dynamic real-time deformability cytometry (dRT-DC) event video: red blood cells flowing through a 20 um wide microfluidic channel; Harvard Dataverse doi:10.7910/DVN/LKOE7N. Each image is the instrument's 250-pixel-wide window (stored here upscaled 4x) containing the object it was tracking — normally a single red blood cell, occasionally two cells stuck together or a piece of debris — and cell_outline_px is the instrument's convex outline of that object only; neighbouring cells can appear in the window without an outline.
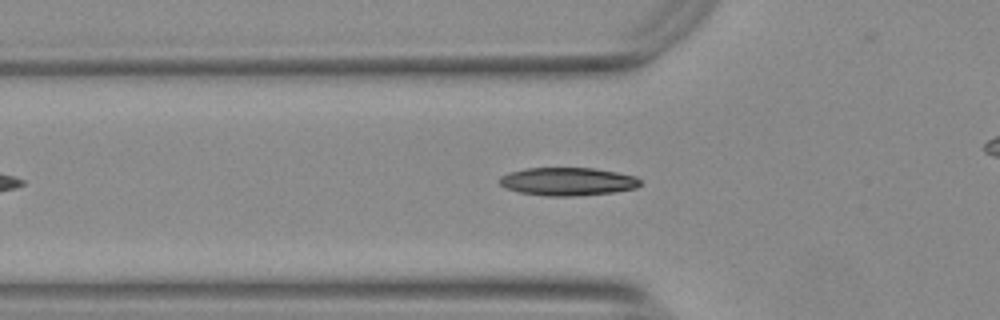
{"species": "Egyptian fruit bat (a non-hibernating species)", "species_latin": "Rousettus aegyptiacus", "temperature_condition": "warm", "stored_images_in_passage": 21, "camera_frame_rate_fps": 3000, "um_per_image_px": 0.085, "animal": {"sex": "female"}, "frame": {"image": 1, "passage_image": 6, "time_ms": 1.667, "image_size_px": [1000, 320], "cell_outline_px": [[640, 184], [636, 188], [612, 192], [576, 196], [544, 196], [520, 192], [508, 188], [500, 184], [500, 176], [508, 172], [524, 168], [592, 168], [616, 172], [636, 176], [640, 180]], "centroid_in_image_um": [48.24, 15.42], "position_along_channel_um": 77.6, "area_um2": 22.95}}
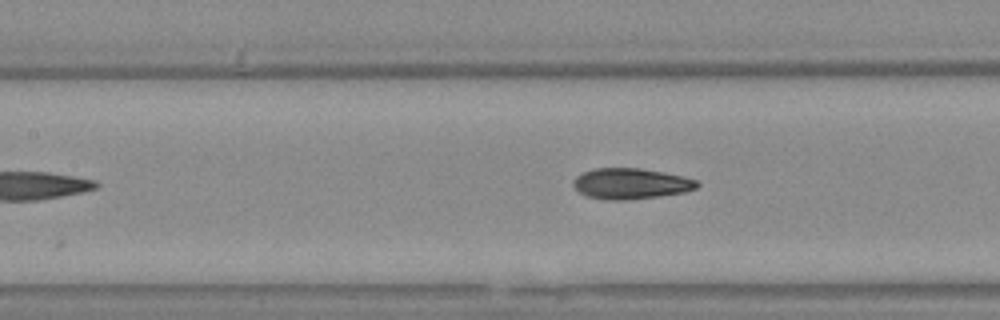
{"frame": {"image": 2, "passage_image": 12, "time_ms": 3.667, "image_size_px": [1000, 320], "cell_outline_px": [[700, 184], [696, 188], [684, 192], [656, 196], [624, 200], [608, 200], [588, 196], [580, 192], [572, 184], [572, 180], [576, 176], [592, 168], [640, 168], [680, 176], [696, 180]], "centroid_in_image_um": [53.57, 15.6], "position_along_channel_um": 153.8, "area_um2": 21.85}}
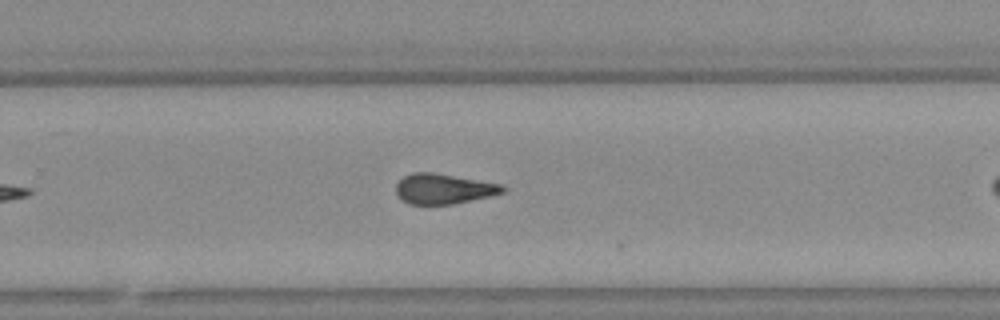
{"frame": {"image": 3, "passage_image": 19, "time_ms": 6.0, "image_size_px": [1000, 320], "cell_outline_px": [[504, 192], [488, 196], [452, 204], [408, 204], [396, 192], [396, 184], [404, 176], [412, 172], [432, 172], [500, 184], [504, 188]], "centroid_in_image_um": [37.66, 16.04], "position_along_channel_um": 292.1, "area_um2": 18.32}}